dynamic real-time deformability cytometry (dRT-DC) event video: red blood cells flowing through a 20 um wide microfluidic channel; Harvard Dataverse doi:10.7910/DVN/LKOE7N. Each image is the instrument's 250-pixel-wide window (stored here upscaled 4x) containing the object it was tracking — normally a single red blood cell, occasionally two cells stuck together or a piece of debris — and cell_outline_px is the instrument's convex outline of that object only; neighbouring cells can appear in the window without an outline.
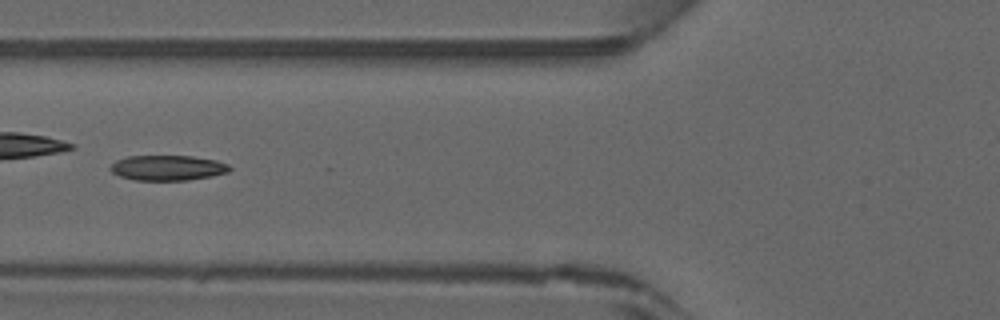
{"species": "common noctule bat (a hibernating species)", "species_latin": "Nyctalus noctula", "temperature_condition": "warm", "stored_images_in_passage": 44, "camera_frame_rate_fps": 3000, "um_per_image_px": 0.085, "animal": {"sex": "male", "forearm_length_mm": 52.5}, "frame": {"image": 1, "passage_image": 19, "time_ms": 6.0, "image_size_px": [1000, 320], "cell_outline_px": [[232, 168], [228, 172], [212, 176], [188, 180], [136, 180], [120, 176], [112, 172], [108, 168], [116, 160], [128, 156], [192, 156], [216, 160], [228, 164]], "centroid_in_image_um": [14.26, 14.26], "position_along_channel_um": 111.5, "area_um2": 17.51}}